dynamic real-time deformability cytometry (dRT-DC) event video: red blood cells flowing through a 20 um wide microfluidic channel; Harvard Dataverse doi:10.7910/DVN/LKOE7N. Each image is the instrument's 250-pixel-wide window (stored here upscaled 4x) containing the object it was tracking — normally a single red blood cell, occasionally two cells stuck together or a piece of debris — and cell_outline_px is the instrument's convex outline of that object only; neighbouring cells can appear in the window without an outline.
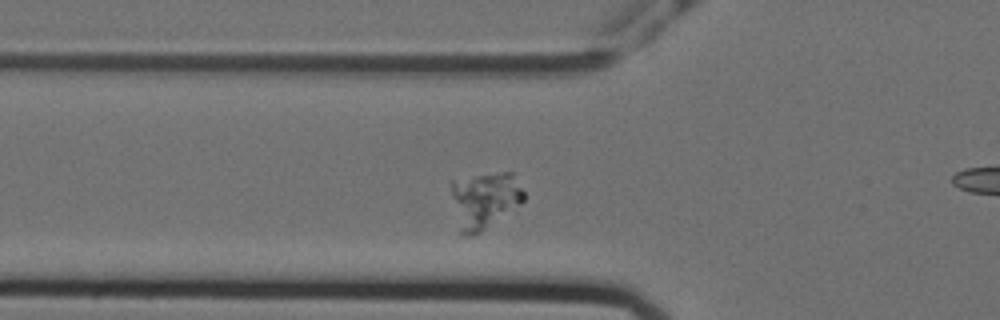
{"species": "Egyptian fruit bat (a non-hibernating species)", "species_latin": "Rousettus aegyptiacus", "temperature_condition": "cold", "stored_images_in_passage": 15, "camera_frame_rate_fps": 3000, "um_per_image_px": 0.085, "animal": {"sex": "female"}, "frame": {"image": 1, "passage_image": 13, "time_ms": 4.0, "image_size_px": [1000, 320], "cell_outline_px": [[524, 200], [520, 204], [480, 232], [472, 236], [464, 236], [460, 232], [448, 180], [504, 172], [512, 172], [524, 192]], "centroid_in_image_um": [41.15, 17.0], "position_along_channel_um": 84.6, "area_um2": 23.7}}